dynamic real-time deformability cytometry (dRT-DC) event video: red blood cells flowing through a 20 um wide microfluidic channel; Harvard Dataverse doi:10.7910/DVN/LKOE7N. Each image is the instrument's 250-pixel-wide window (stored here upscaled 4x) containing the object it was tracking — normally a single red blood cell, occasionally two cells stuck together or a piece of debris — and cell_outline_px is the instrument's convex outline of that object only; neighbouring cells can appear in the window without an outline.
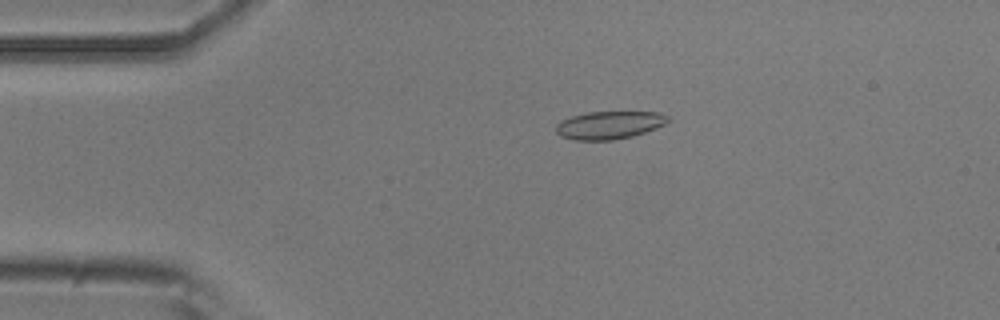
{"species": "common noctule bat (a hibernating species)", "species_latin": "Nyctalus noctula", "temperature_condition": "room temperature", "stored_images_in_passage": 51, "camera_frame_rate_fps": 3000, "um_per_image_px": 0.085, "animal": {"sex": "male", "body_mass_g": 20.5, "forearm_length_mm": 52.5}, "frame": {"image": 1, "passage_image": 10, "time_ms": 3.0, "image_size_px": [1000, 320], "cell_outline_px": [[672, 120], [656, 128], [632, 136], [612, 140], [576, 140], [560, 136], [556, 132], [556, 124], [560, 120], [572, 116], [588, 112], [660, 112], [668, 116]], "centroid_in_image_um": [51.79, 10.63], "position_along_channel_um": 33.2, "area_um2": 18.21}}
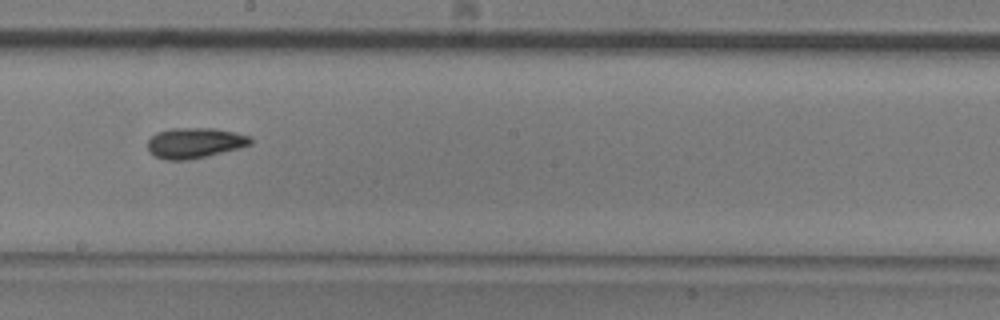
{"frame": {"image": 2, "passage_image": 28, "time_ms": 9.0, "image_size_px": [1000, 320], "cell_outline_px": [[252, 144], [240, 148], [208, 156], [188, 160], [164, 160], [148, 152], [148, 140], [156, 132], [172, 128], [216, 128], [236, 132], [252, 136]], "centroid_in_image_um": [16.58, 12.14], "position_along_channel_um": 231.6, "area_um2": 18.55}}
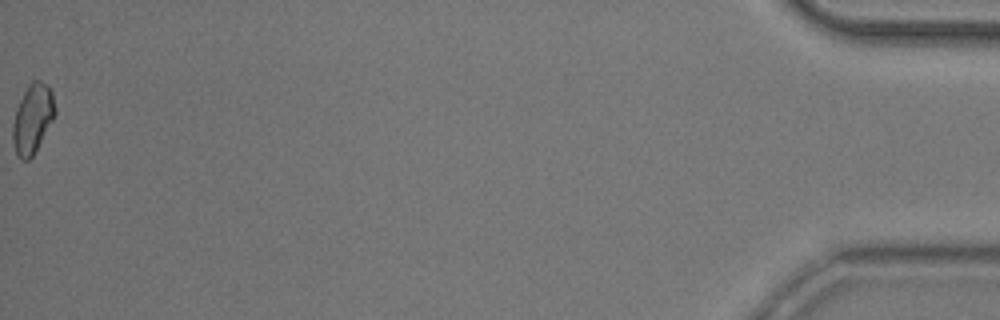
{"frame": {"image": 3, "passage_image": 51, "time_ms": 16.667, "image_size_px": [1000, 320], "cell_outline_px": [[56, 116], [32, 156], [28, 160], [20, 160], [16, 156], [12, 140], [12, 124], [16, 108], [28, 84], [32, 80], [40, 80], [52, 92], [56, 108]], "centroid_in_image_um": [2.76, 10.11], "position_along_channel_um": 432.4, "area_um2": 17.22}, "authors_computed_cell_mechanics": {"area_um2": 17.6868, "velocity_mm_per_s": 3.9546, "shape_relaxation_time_tau1_ms": null, "shape_relaxation_time_tau2_ms": 3.8488, "deformation_change_tau1": null, "deformation_change_tau2": 0.0947}}